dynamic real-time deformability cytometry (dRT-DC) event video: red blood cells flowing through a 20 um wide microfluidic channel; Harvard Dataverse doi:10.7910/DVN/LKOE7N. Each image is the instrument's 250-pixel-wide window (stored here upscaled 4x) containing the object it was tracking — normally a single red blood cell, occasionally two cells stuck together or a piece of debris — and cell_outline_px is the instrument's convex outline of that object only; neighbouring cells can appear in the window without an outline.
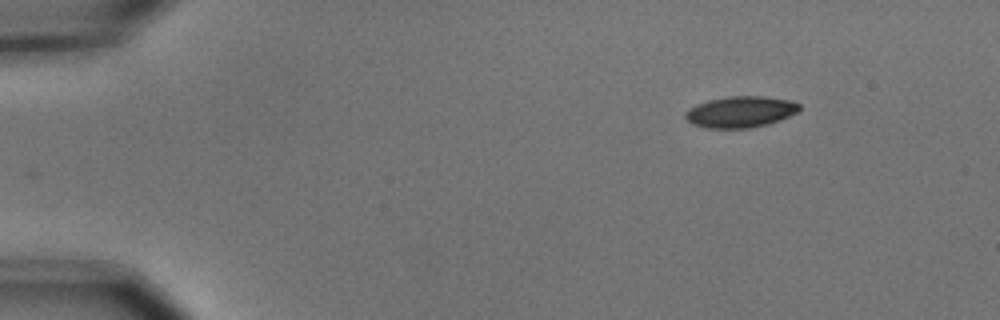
{"species": "common noctule bat (a hibernating species)", "species_latin": "Nyctalus noctula", "temperature_condition": "cold", "stored_images_in_passage": 5, "camera_frame_rate_fps": 3000, "um_per_image_px": 0.085, "animal": {"sex": "male", "body_mass_g": 15.6}, "frame": {"image": 1, "passage_image": 5, "time_ms": 1.333, "image_size_px": [1000, 320], "cell_outline_px": [[800, 108], [796, 112], [780, 120], [768, 124], [748, 128], [704, 128], [692, 124], [684, 116], [684, 112], [688, 108], [696, 104], [708, 100], [728, 96], [764, 96], [788, 100], [800, 104]], "centroid_in_image_um": [62.89, 9.51], "position_along_channel_um": 22.1, "area_um2": 20.81}}